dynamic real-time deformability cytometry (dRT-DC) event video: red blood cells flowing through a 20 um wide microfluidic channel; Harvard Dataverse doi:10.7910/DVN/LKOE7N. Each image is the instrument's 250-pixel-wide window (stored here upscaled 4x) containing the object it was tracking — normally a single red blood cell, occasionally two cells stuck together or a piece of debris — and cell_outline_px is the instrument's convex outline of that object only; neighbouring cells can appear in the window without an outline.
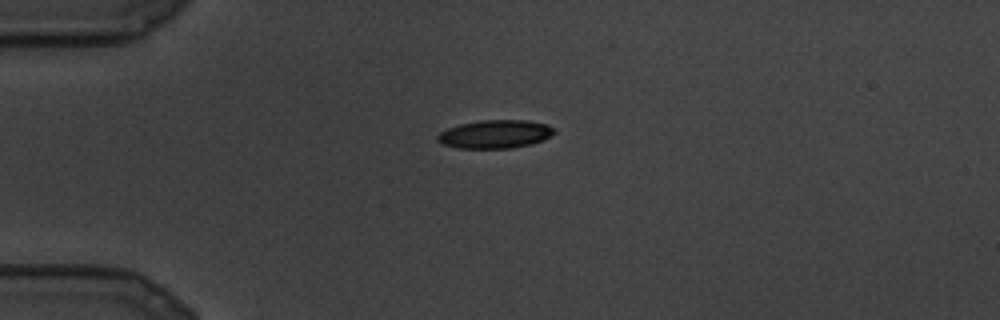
{"species": "common noctule bat (a hibernating species)", "species_latin": "Nyctalus noctula", "temperature_condition": "cold", "stored_images_in_passage": 11, "camera_frame_rate_fps": 3000, "um_per_image_px": 0.085, "animal": {"sex": "male", "body_mass_g": 19.5, "forearm_length_mm": 54.6}, "frame": {"image": 1, "passage_image": 1, "time_ms": 0.0, "image_size_px": [1000, 320], "cell_outline_px": [[556, 132], [544, 140], [532, 144], [512, 148], [456, 148], [444, 144], [436, 140], [436, 136], [440, 132], [448, 128], [460, 124], [480, 120], [528, 120], [548, 124], [556, 128]], "centroid_in_image_um": [42.13, 11.4], "position_along_channel_um": 42.9, "area_um2": 19.48}}
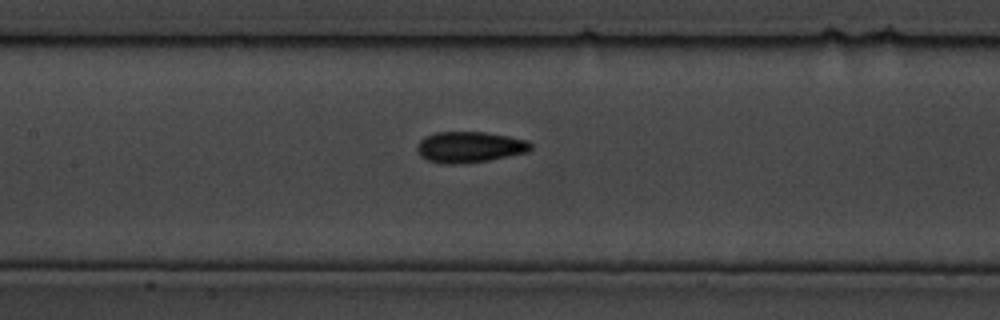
{"frame": {"image": 2, "passage_image": 7, "time_ms": 2.0, "image_size_px": [1000, 320], "cell_outline_px": [[532, 148], [528, 152], [488, 160], [456, 164], [440, 164], [428, 160], [420, 156], [416, 148], [416, 144], [424, 136], [436, 132], [484, 132], [508, 136], [528, 140], [532, 144]], "centroid_in_image_um": [39.89, 12.5], "position_along_channel_um": 167.5, "area_um2": 20.63}}
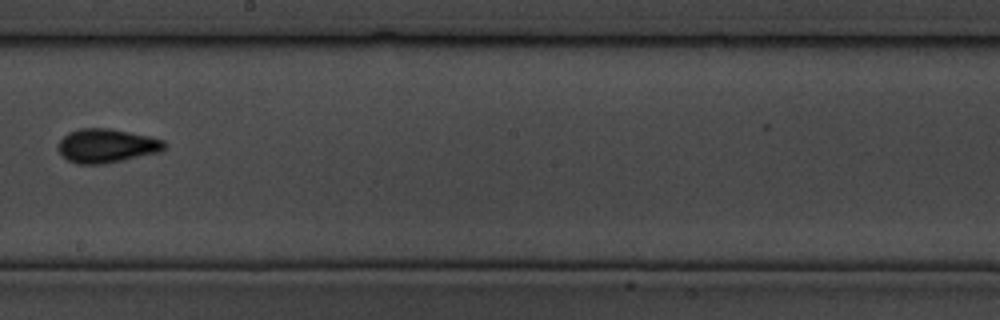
{"frame": {"image": 3, "passage_image": 10, "time_ms": 3.0, "image_size_px": [1000, 320], "cell_outline_px": [[164, 148], [160, 152], [100, 164], [76, 164], [68, 160], [56, 148], [60, 140], [68, 132], [80, 128], [108, 128], [148, 136], [164, 140]], "centroid_in_image_um": [9.01, 12.38], "position_along_channel_um": 239.2, "area_um2": 20.69}}